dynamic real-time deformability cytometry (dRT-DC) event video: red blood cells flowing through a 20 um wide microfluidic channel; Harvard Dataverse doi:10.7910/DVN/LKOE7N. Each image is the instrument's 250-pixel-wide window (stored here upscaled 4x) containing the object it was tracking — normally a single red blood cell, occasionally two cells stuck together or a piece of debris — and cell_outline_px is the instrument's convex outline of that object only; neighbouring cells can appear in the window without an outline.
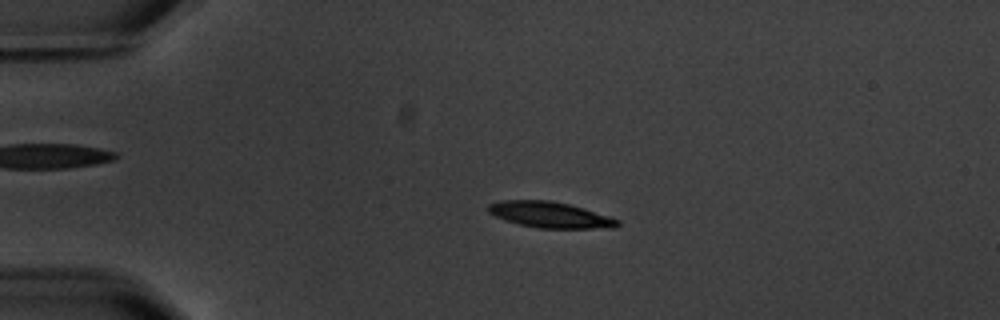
{"species": "common noctule bat (a hibernating species)", "species_latin": "Nyctalus noctula", "temperature_condition": "warm", "stored_images_in_passage": 4, "camera_frame_rate_fps": 3000, "um_per_image_px": 0.085, "animal": {"sex": "male", "body_mass_g": 20.1, "forearm_length_mm": 53.5}, "frame": {"image": 1, "passage_image": 3, "time_ms": 2.333, "image_size_px": [1000, 320], "cell_outline_px": [[620, 224], [616, 228], [540, 228], [520, 224], [496, 216], [488, 212], [488, 204], [500, 200], [552, 200], [584, 208], [620, 220]], "centroid_in_image_um": [46.78, 18.25], "position_along_channel_um": 38.2, "area_um2": 19.42}}